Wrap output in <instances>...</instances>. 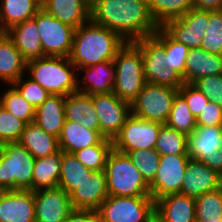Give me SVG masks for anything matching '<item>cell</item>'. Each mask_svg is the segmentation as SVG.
I'll return each mask as SVG.
<instances>
[{
  "mask_svg": "<svg viewBox=\"0 0 222 222\" xmlns=\"http://www.w3.org/2000/svg\"><path fill=\"white\" fill-rule=\"evenodd\" d=\"M91 21L119 34L126 42L153 35L159 28L147 0H96Z\"/></svg>",
  "mask_w": 222,
  "mask_h": 222,
  "instance_id": "cell-1",
  "label": "cell"
},
{
  "mask_svg": "<svg viewBox=\"0 0 222 222\" xmlns=\"http://www.w3.org/2000/svg\"><path fill=\"white\" fill-rule=\"evenodd\" d=\"M125 44L126 41L115 31L90 20L75 29L69 59L77 70L104 61H113Z\"/></svg>",
  "mask_w": 222,
  "mask_h": 222,
  "instance_id": "cell-2",
  "label": "cell"
},
{
  "mask_svg": "<svg viewBox=\"0 0 222 222\" xmlns=\"http://www.w3.org/2000/svg\"><path fill=\"white\" fill-rule=\"evenodd\" d=\"M76 69L69 57L44 56L26 62L25 71L50 94L66 96L78 92Z\"/></svg>",
  "mask_w": 222,
  "mask_h": 222,
  "instance_id": "cell-3",
  "label": "cell"
},
{
  "mask_svg": "<svg viewBox=\"0 0 222 222\" xmlns=\"http://www.w3.org/2000/svg\"><path fill=\"white\" fill-rule=\"evenodd\" d=\"M104 171L108 195L151 197L149 184L127 154L113 149L107 158Z\"/></svg>",
  "mask_w": 222,
  "mask_h": 222,
  "instance_id": "cell-4",
  "label": "cell"
},
{
  "mask_svg": "<svg viewBox=\"0 0 222 222\" xmlns=\"http://www.w3.org/2000/svg\"><path fill=\"white\" fill-rule=\"evenodd\" d=\"M113 63L115 66L113 92L121 100L131 104L146 84L140 48L134 42H126L118 51Z\"/></svg>",
  "mask_w": 222,
  "mask_h": 222,
  "instance_id": "cell-5",
  "label": "cell"
},
{
  "mask_svg": "<svg viewBox=\"0 0 222 222\" xmlns=\"http://www.w3.org/2000/svg\"><path fill=\"white\" fill-rule=\"evenodd\" d=\"M36 158L19 142L0 145V188L31 190Z\"/></svg>",
  "mask_w": 222,
  "mask_h": 222,
  "instance_id": "cell-6",
  "label": "cell"
},
{
  "mask_svg": "<svg viewBox=\"0 0 222 222\" xmlns=\"http://www.w3.org/2000/svg\"><path fill=\"white\" fill-rule=\"evenodd\" d=\"M134 43L141 50L146 82L175 89H179L184 84L183 77L169 61L165 46L154 35L146 36Z\"/></svg>",
  "mask_w": 222,
  "mask_h": 222,
  "instance_id": "cell-7",
  "label": "cell"
},
{
  "mask_svg": "<svg viewBox=\"0 0 222 222\" xmlns=\"http://www.w3.org/2000/svg\"><path fill=\"white\" fill-rule=\"evenodd\" d=\"M100 222H155L152 197H108L97 210Z\"/></svg>",
  "mask_w": 222,
  "mask_h": 222,
  "instance_id": "cell-8",
  "label": "cell"
},
{
  "mask_svg": "<svg viewBox=\"0 0 222 222\" xmlns=\"http://www.w3.org/2000/svg\"><path fill=\"white\" fill-rule=\"evenodd\" d=\"M177 93L178 89L146 82L131 103V114L144 120L165 124Z\"/></svg>",
  "mask_w": 222,
  "mask_h": 222,
  "instance_id": "cell-9",
  "label": "cell"
},
{
  "mask_svg": "<svg viewBox=\"0 0 222 222\" xmlns=\"http://www.w3.org/2000/svg\"><path fill=\"white\" fill-rule=\"evenodd\" d=\"M33 19L36 21L44 55L69 57L75 28L52 17L42 8Z\"/></svg>",
  "mask_w": 222,
  "mask_h": 222,
  "instance_id": "cell-10",
  "label": "cell"
},
{
  "mask_svg": "<svg viewBox=\"0 0 222 222\" xmlns=\"http://www.w3.org/2000/svg\"><path fill=\"white\" fill-rule=\"evenodd\" d=\"M162 125L131 114L112 140L113 149L124 154L139 149H155Z\"/></svg>",
  "mask_w": 222,
  "mask_h": 222,
  "instance_id": "cell-11",
  "label": "cell"
},
{
  "mask_svg": "<svg viewBox=\"0 0 222 222\" xmlns=\"http://www.w3.org/2000/svg\"><path fill=\"white\" fill-rule=\"evenodd\" d=\"M189 159V155H160L156 176L149 184L150 196L155 201L181 192Z\"/></svg>",
  "mask_w": 222,
  "mask_h": 222,
  "instance_id": "cell-12",
  "label": "cell"
},
{
  "mask_svg": "<svg viewBox=\"0 0 222 222\" xmlns=\"http://www.w3.org/2000/svg\"><path fill=\"white\" fill-rule=\"evenodd\" d=\"M99 117L100 133L113 140L131 115V104L121 100L114 92L91 95Z\"/></svg>",
  "mask_w": 222,
  "mask_h": 222,
  "instance_id": "cell-13",
  "label": "cell"
},
{
  "mask_svg": "<svg viewBox=\"0 0 222 222\" xmlns=\"http://www.w3.org/2000/svg\"><path fill=\"white\" fill-rule=\"evenodd\" d=\"M209 21V11L191 8L179 18L168 20L162 28L189 49L200 48Z\"/></svg>",
  "mask_w": 222,
  "mask_h": 222,
  "instance_id": "cell-14",
  "label": "cell"
},
{
  "mask_svg": "<svg viewBox=\"0 0 222 222\" xmlns=\"http://www.w3.org/2000/svg\"><path fill=\"white\" fill-rule=\"evenodd\" d=\"M35 222H63L73 210L69 194L62 188L34 191Z\"/></svg>",
  "mask_w": 222,
  "mask_h": 222,
  "instance_id": "cell-15",
  "label": "cell"
},
{
  "mask_svg": "<svg viewBox=\"0 0 222 222\" xmlns=\"http://www.w3.org/2000/svg\"><path fill=\"white\" fill-rule=\"evenodd\" d=\"M220 187H222V174L203 162L189 159L181 186V194L196 198Z\"/></svg>",
  "mask_w": 222,
  "mask_h": 222,
  "instance_id": "cell-16",
  "label": "cell"
},
{
  "mask_svg": "<svg viewBox=\"0 0 222 222\" xmlns=\"http://www.w3.org/2000/svg\"><path fill=\"white\" fill-rule=\"evenodd\" d=\"M0 222H35L34 191H3L0 195Z\"/></svg>",
  "mask_w": 222,
  "mask_h": 222,
  "instance_id": "cell-17",
  "label": "cell"
},
{
  "mask_svg": "<svg viewBox=\"0 0 222 222\" xmlns=\"http://www.w3.org/2000/svg\"><path fill=\"white\" fill-rule=\"evenodd\" d=\"M73 209L98 210L108 197L104 170H93L89 178L80 184L70 195Z\"/></svg>",
  "mask_w": 222,
  "mask_h": 222,
  "instance_id": "cell-18",
  "label": "cell"
},
{
  "mask_svg": "<svg viewBox=\"0 0 222 222\" xmlns=\"http://www.w3.org/2000/svg\"><path fill=\"white\" fill-rule=\"evenodd\" d=\"M155 222H196L195 198L176 193L156 200Z\"/></svg>",
  "mask_w": 222,
  "mask_h": 222,
  "instance_id": "cell-19",
  "label": "cell"
},
{
  "mask_svg": "<svg viewBox=\"0 0 222 222\" xmlns=\"http://www.w3.org/2000/svg\"><path fill=\"white\" fill-rule=\"evenodd\" d=\"M222 74V55H215L202 48L189 49L186 58L184 83L192 84L201 77Z\"/></svg>",
  "mask_w": 222,
  "mask_h": 222,
  "instance_id": "cell-20",
  "label": "cell"
},
{
  "mask_svg": "<svg viewBox=\"0 0 222 222\" xmlns=\"http://www.w3.org/2000/svg\"><path fill=\"white\" fill-rule=\"evenodd\" d=\"M90 6L85 0H49L41 8L76 29L91 20Z\"/></svg>",
  "mask_w": 222,
  "mask_h": 222,
  "instance_id": "cell-21",
  "label": "cell"
},
{
  "mask_svg": "<svg viewBox=\"0 0 222 222\" xmlns=\"http://www.w3.org/2000/svg\"><path fill=\"white\" fill-rule=\"evenodd\" d=\"M7 35L13 40L26 62L45 56L36 21L33 18L13 26L7 31Z\"/></svg>",
  "mask_w": 222,
  "mask_h": 222,
  "instance_id": "cell-22",
  "label": "cell"
},
{
  "mask_svg": "<svg viewBox=\"0 0 222 222\" xmlns=\"http://www.w3.org/2000/svg\"><path fill=\"white\" fill-rule=\"evenodd\" d=\"M222 145V126H197L188 135V155L204 162Z\"/></svg>",
  "mask_w": 222,
  "mask_h": 222,
  "instance_id": "cell-23",
  "label": "cell"
},
{
  "mask_svg": "<svg viewBox=\"0 0 222 222\" xmlns=\"http://www.w3.org/2000/svg\"><path fill=\"white\" fill-rule=\"evenodd\" d=\"M65 96L50 94L35 108L34 122L48 134L59 138L65 123Z\"/></svg>",
  "mask_w": 222,
  "mask_h": 222,
  "instance_id": "cell-24",
  "label": "cell"
},
{
  "mask_svg": "<svg viewBox=\"0 0 222 222\" xmlns=\"http://www.w3.org/2000/svg\"><path fill=\"white\" fill-rule=\"evenodd\" d=\"M65 118L91 130H100L99 117L91 95L75 92L65 96Z\"/></svg>",
  "mask_w": 222,
  "mask_h": 222,
  "instance_id": "cell-25",
  "label": "cell"
},
{
  "mask_svg": "<svg viewBox=\"0 0 222 222\" xmlns=\"http://www.w3.org/2000/svg\"><path fill=\"white\" fill-rule=\"evenodd\" d=\"M104 138L100 130H91L74 121L65 120L58 138L59 149L63 152L74 153L88 146L99 144Z\"/></svg>",
  "mask_w": 222,
  "mask_h": 222,
  "instance_id": "cell-26",
  "label": "cell"
},
{
  "mask_svg": "<svg viewBox=\"0 0 222 222\" xmlns=\"http://www.w3.org/2000/svg\"><path fill=\"white\" fill-rule=\"evenodd\" d=\"M85 71L86 86L80 87L78 82V92L93 95L111 93L114 89L115 66L113 61H104L79 70Z\"/></svg>",
  "mask_w": 222,
  "mask_h": 222,
  "instance_id": "cell-27",
  "label": "cell"
},
{
  "mask_svg": "<svg viewBox=\"0 0 222 222\" xmlns=\"http://www.w3.org/2000/svg\"><path fill=\"white\" fill-rule=\"evenodd\" d=\"M18 142L36 159L50 156L60 150L58 138L48 134L35 122L26 124Z\"/></svg>",
  "mask_w": 222,
  "mask_h": 222,
  "instance_id": "cell-28",
  "label": "cell"
},
{
  "mask_svg": "<svg viewBox=\"0 0 222 222\" xmlns=\"http://www.w3.org/2000/svg\"><path fill=\"white\" fill-rule=\"evenodd\" d=\"M26 70V61L22 58L20 51L13 40L6 35L0 41V80L11 85L17 81Z\"/></svg>",
  "mask_w": 222,
  "mask_h": 222,
  "instance_id": "cell-29",
  "label": "cell"
},
{
  "mask_svg": "<svg viewBox=\"0 0 222 222\" xmlns=\"http://www.w3.org/2000/svg\"><path fill=\"white\" fill-rule=\"evenodd\" d=\"M62 151L38 158L33 167L32 191L58 187L61 174Z\"/></svg>",
  "mask_w": 222,
  "mask_h": 222,
  "instance_id": "cell-30",
  "label": "cell"
},
{
  "mask_svg": "<svg viewBox=\"0 0 222 222\" xmlns=\"http://www.w3.org/2000/svg\"><path fill=\"white\" fill-rule=\"evenodd\" d=\"M41 6L35 0H1L0 25L7 31L13 26L33 18Z\"/></svg>",
  "mask_w": 222,
  "mask_h": 222,
  "instance_id": "cell-31",
  "label": "cell"
},
{
  "mask_svg": "<svg viewBox=\"0 0 222 222\" xmlns=\"http://www.w3.org/2000/svg\"><path fill=\"white\" fill-rule=\"evenodd\" d=\"M92 171L85 167L73 153L62 151L61 174L58 187L70 195L86 178H89Z\"/></svg>",
  "mask_w": 222,
  "mask_h": 222,
  "instance_id": "cell-32",
  "label": "cell"
},
{
  "mask_svg": "<svg viewBox=\"0 0 222 222\" xmlns=\"http://www.w3.org/2000/svg\"><path fill=\"white\" fill-rule=\"evenodd\" d=\"M152 18L159 27L193 8V0H147Z\"/></svg>",
  "mask_w": 222,
  "mask_h": 222,
  "instance_id": "cell-33",
  "label": "cell"
},
{
  "mask_svg": "<svg viewBox=\"0 0 222 222\" xmlns=\"http://www.w3.org/2000/svg\"><path fill=\"white\" fill-rule=\"evenodd\" d=\"M155 150L159 155H188V135L163 124Z\"/></svg>",
  "mask_w": 222,
  "mask_h": 222,
  "instance_id": "cell-34",
  "label": "cell"
},
{
  "mask_svg": "<svg viewBox=\"0 0 222 222\" xmlns=\"http://www.w3.org/2000/svg\"><path fill=\"white\" fill-rule=\"evenodd\" d=\"M196 222L222 221V187L195 198Z\"/></svg>",
  "mask_w": 222,
  "mask_h": 222,
  "instance_id": "cell-35",
  "label": "cell"
},
{
  "mask_svg": "<svg viewBox=\"0 0 222 222\" xmlns=\"http://www.w3.org/2000/svg\"><path fill=\"white\" fill-rule=\"evenodd\" d=\"M165 124L186 135L192 134L197 128L196 118L191 113L185 98L179 92L173 100L171 113Z\"/></svg>",
  "mask_w": 222,
  "mask_h": 222,
  "instance_id": "cell-36",
  "label": "cell"
},
{
  "mask_svg": "<svg viewBox=\"0 0 222 222\" xmlns=\"http://www.w3.org/2000/svg\"><path fill=\"white\" fill-rule=\"evenodd\" d=\"M112 150V140L104 138L99 144L77 150L73 154L85 167L91 170H104L107 158Z\"/></svg>",
  "mask_w": 222,
  "mask_h": 222,
  "instance_id": "cell-37",
  "label": "cell"
},
{
  "mask_svg": "<svg viewBox=\"0 0 222 222\" xmlns=\"http://www.w3.org/2000/svg\"><path fill=\"white\" fill-rule=\"evenodd\" d=\"M0 98V105L26 124L34 122L35 107L30 104L13 86Z\"/></svg>",
  "mask_w": 222,
  "mask_h": 222,
  "instance_id": "cell-38",
  "label": "cell"
},
{
  "mask_svg": "<svg viewBox=\"0 0 222 222\" xmlns=\"http://www.w3.org/2000/svg\"><path fill=\"white\" fill-rule=\"evenodd\" d=\"M164 46L165 53L175 70L183 76L189 48L173 39L162 27L153 34Z\"/></svg>",
  "mask_w": 222,
  "mask_h": 222,
  "instance_id": "cell-39",
  "label": "cell"
},
{
  "mask_svg": "<svg viewBox=\"0 0 222 222\" xmlns=\"http://www.w3.org/2000/svg\"><path fill=\"white\" fill-rule=\"evenodd\" d=\"M127 155L145 181L150 184L154 180L159 167V153L155 149H139L130 151Z\"/></svg>",
  "mask_w": 222,
  "mask_h": 222,
  "instance_id": "cell-40",
  "label": "cell"
},
{
  "mask_svg": "<svg viewBox=\"0 0 222 222\" xmlns=\"http://www.w3.org/2000/svg\"><path fill=\"white\" fill-rule=\"evenodd\" d=\"M200 48L222 55V10L209 11L208 26Z\"/></svg>",
  "mask_w": 222,
  "mask_h": 222,
  "instance_id": "cell-41",
  "label": "cell"
},
{
  "mask_svg": "<svg viewBox=\"0 0 222 222\" xmlns=\"http://www.w3.org/2000/svg\"><path fill=\"white\" fill-rule=\"evenodd\" d=\"M26 123L0 105V145L18 142Z\"/></svg>",
  "mask_w": 222,
  "mask_h": 222,
  "instance_id": "cell-42",
  "label": "cell"
},
{
  "mask_svg": "<svg viewBox=\"0 0 222 222\" xmlns=\"http://www.w3.org/2000/svg\"><path fill=\"white\" fill-rule=\"evenodd\" d=\"M23 77L25 76H21L11 85H13L23 96V98L35 108L42 105L49 97L50 93L37 82L32 81L30 78L26 80Z\"/></svg>",
  "mask_w": 222,
  "mask_h": 222,
  "instance_id": "cell-43",
  "label": "cell"
},
{
  "mask_svg": "<svg viewBox=\"0 0 222 222\" xmlns=\"http://www.w3.org/2000/svg\"><path fill=\"white\" fill-rule=\"evenodd\" d=\"M192 84L210 101L222 107V74L204 76Z\"/></svg>",
  "mask_w": 222,
  "mask_h": 222,
  "instance_id": "cell-44",
  "label": "cell"
},
{
  "mask_svg": "<svg viewBox=\"0 0 222 222\" xmlns=\"http://www.w3.org/2000/svg\"><path fill=\"white\" fill-rule=\"evenodd\" d=\"M178 92L185 98L191 113L197 118L208 103L209 98L199 91L193 84L184 83Z\"/></svg>",
  "mask_w": 222,
  "mask_h": 222,
  "instance_id": "cell-45",
  "label": "cell"
},
{
  "mask_svg": "<svg viewBox=\"0 0 222 222\" xmlns=\"http://www.w3.org/2000/svg\"><path fill=\"white\" fill-rule=\"evenodd\" d=\"M197 126H222V107L213 101H208L199 116Z\"/></svg>",
  "mask_w": 222,
  "mask_h": 222,
  "instance_id": "cell-46",
  "label": "cell"
},
{
  "mask_svg": "<svg viewBox=\"0 0 222 222\" xmlns=\"http://www.w3.org/2000/svg\"><path fill=\"white\" fill-rule=\"evenodd\" d=\"M63 222H100L98 211L73 209Z\"/></svg>",
  "mask_w": 222,
  "mask_h": 222,
  "instance_id": "cell-47",
  "label": "cell"
},
{
  "mask_svg": "<svg viewBox=\"0 0 222 222\" xmlns=\"http://www.w3.org/2000/svg\"><path fill=\"white\" fill-rule=\"evenodd\" d=\"M193 8L206 11L222 10L221 0H193Z\"/></svg>",
  "mask_w": 222,
  "mask_h": 222,
  "instance_id": "cell-48",
  "label": "cell"
},
{
  "mask_svg": "<svg viewBox=\"0 0 222 222\" xmlns=\"http://www.w3.org/2000/svg\"><path fill=\"white\" fill-rule=\"evenodd\" d=\"M203 163L222 174V145L212 154L211 158H207Z\"/></svg>",
  "mask_w": 222,
  "mask_h": 222,
  "instance_id": "cell-49",
  "label": "cell"
},
{
  "mask_svg": "<svg viewBox=\"0 0 222 222\" xmlns=\"http://www.w3.org/2000/svg\"><path fill=\"white\" fill-rule=\"evenodd\" d=\"M7 35V30L0 25V41Z\"/></svg>",
  "mask_w": 222,
  "mask_h": 222,
  "instance_id": "cell-50",
  "label": "cell"
},
{
  "mask_svg": "<svg viewBox=\"0 0 222 222\" xmlns=\"http://www.w3.org/2000/svg\"><path fill=\"white\" fill-rule=\"evenodd\" d=\"M41 7L45 5L49 0H35Z\"/></svg>",
  "mask_w": 222,
  "mask_h": 222,
  "instance_id": "cell-51",
  "label": "cell"
},
{
  "mask_svg": "<svg viewBox=\"0 0 222 222\" xmlns=\"http://www.w3.org/2000/svg\"><path fill=\"white\" fill-rule=\"evenodd\" d=\"M88 4L92 5L96 0H85Z\"/></svg>",
  "mask_w": 222,
  "mask_h": 222,
  "instance_id": "cell-52",
  "label": "cell"
}]
</instances>
